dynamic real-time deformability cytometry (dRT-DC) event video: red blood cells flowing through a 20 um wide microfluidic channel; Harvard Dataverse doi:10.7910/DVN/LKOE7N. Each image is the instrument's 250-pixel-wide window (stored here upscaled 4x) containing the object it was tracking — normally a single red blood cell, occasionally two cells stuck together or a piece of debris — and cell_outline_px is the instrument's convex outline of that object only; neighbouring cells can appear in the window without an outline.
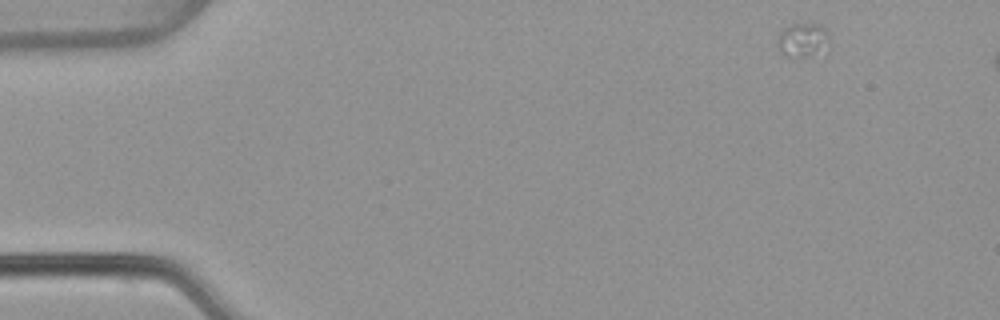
{"species": "common noctule bat (a hibernating species)", "species_latin": "Nyctalus noctula", "temperature_condition": "warm", "stored_images_in_passage": 36, "camera_frame_rate_fps": 3000, "um_per_image_px": 0.085, "animal": {"sex": "female", "body_mass_g": 22.7, "forearm_length_mm": 54.2}, "frame": {"image": 1, "passage_image": 1, "time_ms": 0.0, "image_size_px": [1000, 320], "cell_outline_px": [[828, 52], [792, 60], [780, 52], [776, 44], [780, 32], [784, 28], [792, 24], [820, 24], [828, 32]], "centroid_in_image_um": [68.25, 3.47], "position_along_channel_um": 16.8, "area_um2": 10.87}}